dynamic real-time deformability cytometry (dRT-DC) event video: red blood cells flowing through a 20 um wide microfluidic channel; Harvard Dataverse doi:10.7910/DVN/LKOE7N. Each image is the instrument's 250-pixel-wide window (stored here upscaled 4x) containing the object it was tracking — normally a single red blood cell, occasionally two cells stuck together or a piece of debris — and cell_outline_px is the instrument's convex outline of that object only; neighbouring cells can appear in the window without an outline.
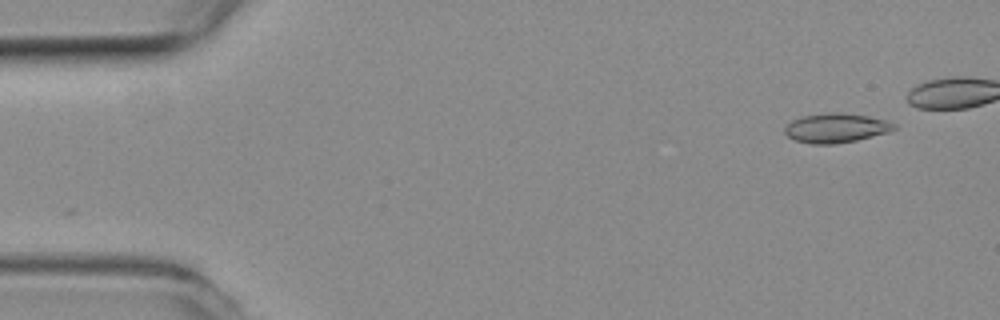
{"species": "common noctule bat (a hibernating species)", "species_latin": "Nyctalus noctula", "temperature_condition": "room temperature", "stored_images_in_passage": 42, "camera_frame_rate_fps": 3000, "um_per_image_px": 0.085, "animal": {"sex": "female", "body_mass_g": 19.3, "forearm_length_mm": 54.1}, "frame": {"image": 1, "passage_image": 1, "time_ms": 0.0, "image_size_px": [1000, 320], "cell_outline_px": [[896, 128], [888, 132], [856, 140], [832, 144], [812, 144], [796, 140], [788, 136], [784, 132], [784, 128], [792, 120], [804, 116], [832, 112], [840, 112], [868, 116], [888, 120], [896, 124]], "centroid_in_image_um": [71.08, 10.87], "position_along_channel_um": 13.9, "area_um2": 18.55}}
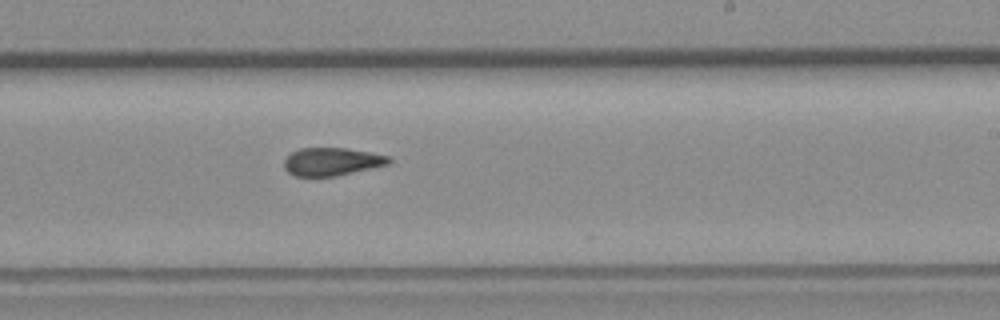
{"frame": {"image": 2, "passage_image": 30, "time_ms": 9.667, "image_size_px": [1000, 320], "cell_outline_px": [[392, 164], [336, 176], [296, 176], [288, 172], [284, 168], [284, 160], [292, 152], [300, 148], [344, 148], [392, 156]], "centroid_in_image_um": [28.26, 13.74], "position_along_channel_um": 260.7, "area_um2": 17.17}}
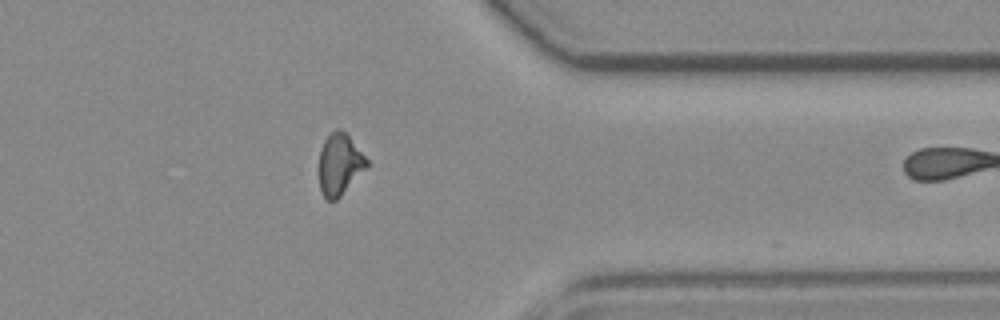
{"frame": {"image": 3, "passage_image": 41, "time_ms": 13.333, "image_size_px": [1000, 320], "cell_outline_px": [[368, 168], [336, 200], [328, 200], [320, 192], [320, 148], [324, 140], [336, 128], [340, 128], [348, 136], [368, 160]], "centroid_in_image_um": [28.88, 13.98], "position_along_channel_um": 382.5, "area_um2": 16.94}}